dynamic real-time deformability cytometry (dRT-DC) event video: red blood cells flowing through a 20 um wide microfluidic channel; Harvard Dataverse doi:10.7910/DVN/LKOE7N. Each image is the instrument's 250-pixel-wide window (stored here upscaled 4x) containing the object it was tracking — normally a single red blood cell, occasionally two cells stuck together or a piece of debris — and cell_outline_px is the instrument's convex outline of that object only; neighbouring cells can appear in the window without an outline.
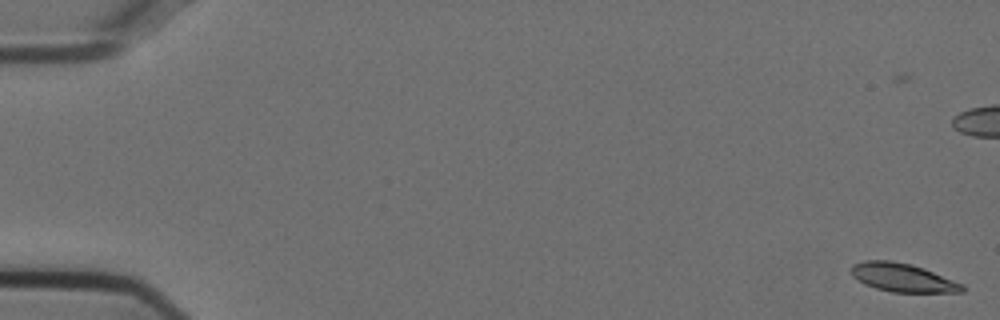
{"species": "Egyptian fruit bat (a non-hibernating species)", "species_latin": "Rousettus aegyptiacus", "temperature_condition": "cold", "stored_images_in_passage": 57, "camera_frame_rate_fps": 3000, "um_per_image_px": 0.085, "animal": {"sex": "female"}, "frame": {"image": 1, "passage_image": 3, "time_ms": 0.667, "image_size_px": [1000, 320], "cell_outline_px": [[964, 292], [892, 292], [876, 288], [864, 284], [852, 276], [852, 264], [864, 260], [892, 260], [912, 264], [924, 268], [964, 284]], "centroid_in_image_um": [76.73, 23.58], "position_along_channel_um": 8.3, "area_um2": 18.5}}
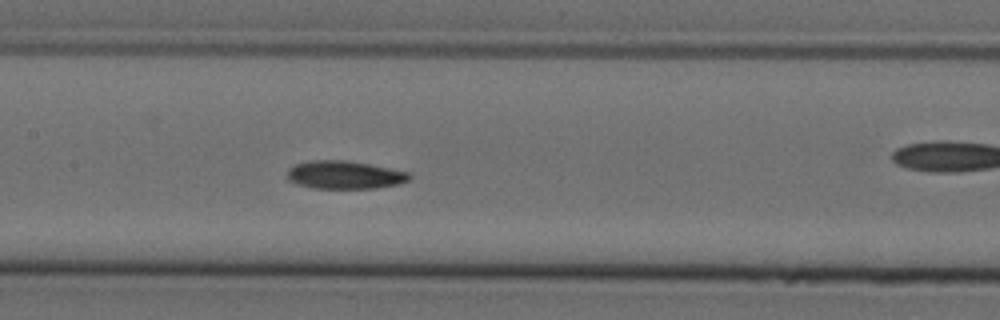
{"frame": {"image": 2, "passage_image": 29, "time_ms": 9.333, "image_size_px": [1000, 320], "cell_outline_px": [[412, 176], [408, 180], [400, 184], [376, 188], [316, 188], [296, 184], [288, 180], [288, 168], [296, 164], [312, 160], [344, 160], [368, 164], [408, 172]], "centroid_in_image_um": [29.28, 14.87], "position_along_channel_um": 178.1, "area_um2": 19.83}}
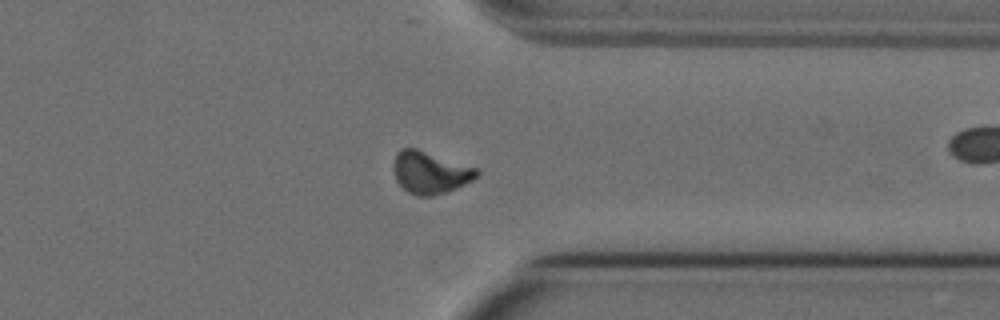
{"frame": {"image": 3, "passage_image": 45, "time_ms": 14.667, "image_size_px": [1000, 320], "cell_outline_px": [[480, 172], [472, 180], [448, 192], [432, 196], [416, 196], [408, 192], [396, 180], [396, 152], [400, 148], [416, 148], [476, 168]], "centroid_in_image_um": [36.58, 14.68], "position_along_channel_um": 374.8, "area_um2": 20.0}, "authors_computed_cell_mechanics": {"area_um2": 19.4786, "velocity_mm_per_s": 3.7409, "shape_relaxation_time_tau1_ms": 7.0246, "shape_relaxation_time_tau2_ms": null, "deformation_change_tau1": 0.1833, "deformation_change_tau2": null}}